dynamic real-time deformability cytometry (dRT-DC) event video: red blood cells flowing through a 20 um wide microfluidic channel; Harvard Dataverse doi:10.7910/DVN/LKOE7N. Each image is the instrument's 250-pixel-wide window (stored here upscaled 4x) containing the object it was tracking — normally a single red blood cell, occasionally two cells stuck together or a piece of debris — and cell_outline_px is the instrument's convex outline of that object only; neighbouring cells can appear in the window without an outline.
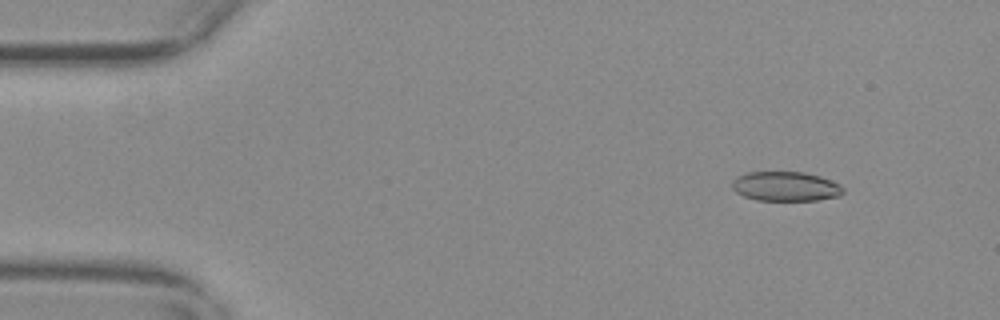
{"species": "common noctule bat (a hibernating species)", "species_latin": "Nyctalus noctula", "temperature_condition": "warm", "stored_images_in_passage": 56, "camera_frame_rate_fps": 3000, "um_per_image_px": 0.085, "animal": {"sex": "female", "body_mass_g": 29.2, "forearm_length_mm": 56.3}, "frame": {"image": 1, "passage_image": 6, "time_ms": 1.667, "image_size_px": [1000, 320], "cell_outline_px": [[844, 192], [840, 196], [816, 200], [756, 200], [744, 196], [736, 192], [732, 188], [732, 180], [736, 176], [748, 172], [804, 172], [820, 176], [840, 184], [844, 188]], "centroid_in_image_um": [66.78, 15.84], "position_along_channel_um": 18.2, "area_um2": 19.19}}
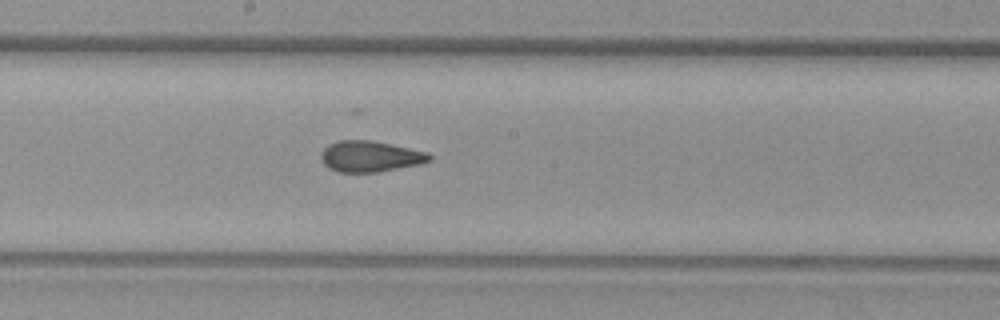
{"frame": {"image": 2, "passage_image": 30, "time_ms": 9.667, "image_size_px": [1000, 320], "cell_outline_px": [[432, 160], [420, 164], [380, 172], [340, 172], [328, 168], [320, 160], [320, 152], [328, 144], [340, 140], [372, 140], [428, 152], [432, 156]], "centroid_in_image_um": [31.45, 13.29], "position_along_channel_um": 216.7, "area_um2": 19.77}}
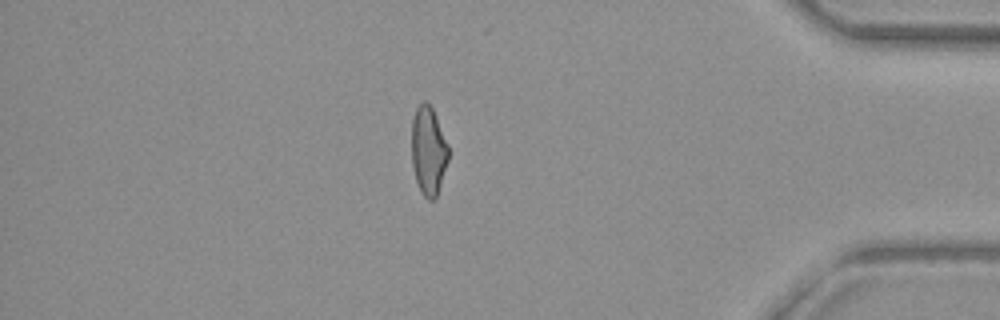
{"frame": {"image": 3, "passage_image": 48, "time_ms": 15.667, "image_size_px": [1000, 320], "cell_outline_px": [[448, 160], [436, 196], [432, 200], [428, 200], [420, 192], [416, 180], [412, 164], [412, 120], [416, 108], [424, 100], [428, 100], [432, 108], [448, 144]], "centroid_in_image_um": [36.4, 12.79], "position_along_channel_um": 398.8, "area_um2": 18.84}, "authors_computed_cell_mechanics": {"area_um2": 19.9699, "velocity_mm_per_s": 3.6898, "shape_relaxation_time_tau1_ms": null, "shape_relaxation_time_tau2_ms": 1.5674, "deformation_change_tau1": null, "deformation_change_tau2": 0.0805}}